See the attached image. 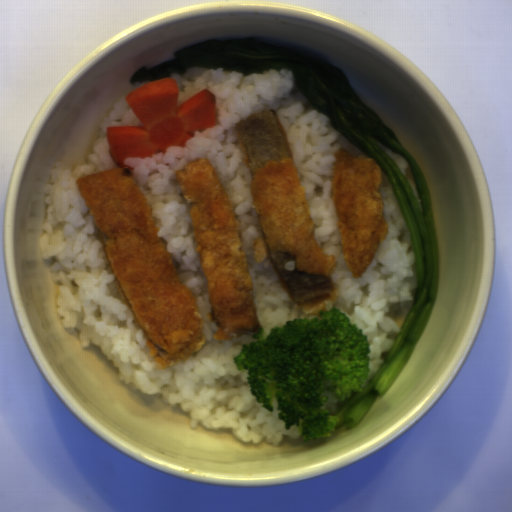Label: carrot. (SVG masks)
I'll use <instances>...</instances> for the list:
<instances>
[{
    "instance_id": "1",
    "label": "carrot",
    "mask_w": 512,
    "mask_h": 512,
    "mask_svg": "<svg viewBox=\"0 0 512 512\" xmlns=\"http://www.w3.org/2000/svg\"><path fill=\"white\" fill-rule=\"evenodd\" d=\"M179 85L172 77L148 82L127 95L126 103L142 126L107 127V143L120 166L128 158L185 147L195 131L218 124L216 94L203 89L178 105Z\"/></svg>"
}]
</instances>
